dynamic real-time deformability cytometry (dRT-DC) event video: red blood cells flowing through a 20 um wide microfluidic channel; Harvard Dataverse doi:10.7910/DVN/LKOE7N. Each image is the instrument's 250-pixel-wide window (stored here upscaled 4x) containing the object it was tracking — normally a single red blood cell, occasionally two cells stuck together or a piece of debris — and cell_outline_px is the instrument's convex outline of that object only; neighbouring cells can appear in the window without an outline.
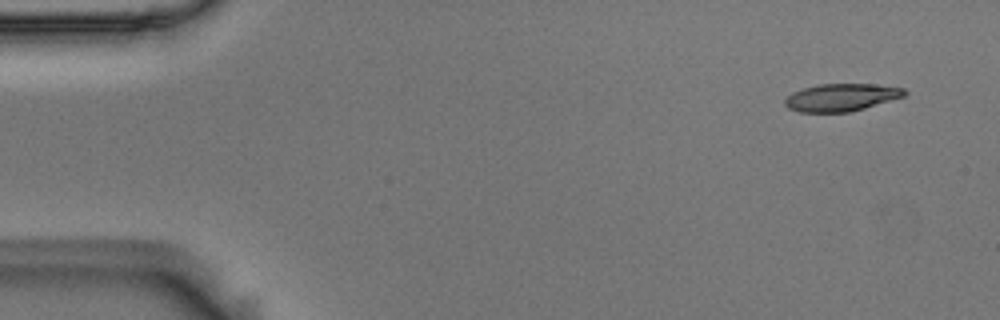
{"species": "Egyptian fruit bat (a non-hibernating species)", "species_latin": "Rousettus aegyptiacus", "temperature_condition": "room temperature", "stored_images_in_passage": 5, "segment_of_instrument_passage": [2, 2], "camera_frame_rate_fps": 3000, "um_per_image_px": 0.085, "animal": {"sex": "male"}, "frame": {"image": 1, "passage_image": 5, "time_ms": 1.333, "image_size_px": [1000, 320], "cell_outline_px": [[908, 92], [904, 96], [864, 108], [848, 112], [800, 112], [788, 108], [784, 104], [784, 100], [792, 92], [804, 88], [820, 84], [876, 84], [904, 88]], "centroid_in_image_um": [71.5, 8.27], "position_along_channel_um": 13.5, "area_um2": 19.07}}